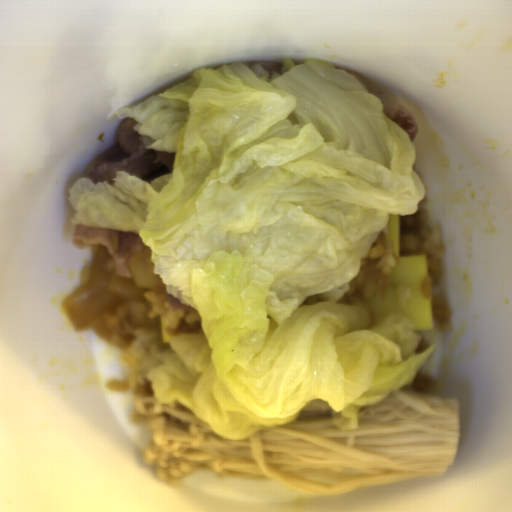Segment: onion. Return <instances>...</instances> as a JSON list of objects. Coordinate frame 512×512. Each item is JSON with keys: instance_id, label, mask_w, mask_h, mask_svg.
I'll list each match as a JSON object with an SVG mask.
<instances>
[{"instance_id": "1", "label": "onion", "mask_w": 512, "mask_h": 512, "mask_svg": "<svg viewBox=\"0 0 512 512\" xmlns=\"http://www.w3.org/2000/svg\"><path fill=\"white\" fill-rule=\"evenodd\" d=\"M152 251L142 241L139 252L125 263L130 278L104 271L61 301V308L73 329H81L125 302L142 301L146 291L165 287L153 271Z\"/></svg>"}, {"instance_id": "2", "label": "onion", "mask_w": 512, "mask_h": 512, "mask_svg": "<svg viewBox=\"0 0 512 512\" xmlns=\"http://www.w3.org/2000/svg\"><path fill=\"white\" fill-rule=\"evenodd\" d=\"M367 263V269L371 273L378 292L382 298V300H385L388 289H389V276L385 274L378 264V259H365Z\"/></svg>"}]
</instances>
